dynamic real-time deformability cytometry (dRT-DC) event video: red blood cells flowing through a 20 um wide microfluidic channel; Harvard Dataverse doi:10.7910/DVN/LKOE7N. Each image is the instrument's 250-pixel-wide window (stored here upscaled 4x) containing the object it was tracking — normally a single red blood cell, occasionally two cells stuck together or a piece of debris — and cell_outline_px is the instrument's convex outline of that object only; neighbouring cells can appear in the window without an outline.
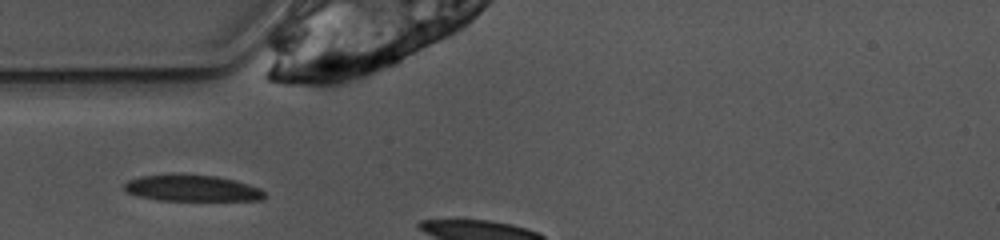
{"species": "common noctule bat (a hibernating species)", "species_latin": "Nyctalus noctula", "temperature_condition": "warm", "stored_images_in_passage": 3, "camera_frame_rate_fps": 3000, "um_per_image_px": 0.085, "animal": {"sex": "female", "body_mass_g": 10.0, "forearm_length_mm": 53.1}, "frame": {"image": 1, "passage_image": 1, "time_ms": 0.0, "image_size_px": [1000, 240], "cell_outline_px": [[268, 196], [260, 200], [156, 200], [140, 196], [128, 192], [124, 188], [124, 184], [128, 180], [140, 176], [216, 176], [248, 184], [260, 188]], "centroid_in_image_um": [16.36, 16.03], "position_along_channel_um": 68.6, "area_um2": 20.75}}